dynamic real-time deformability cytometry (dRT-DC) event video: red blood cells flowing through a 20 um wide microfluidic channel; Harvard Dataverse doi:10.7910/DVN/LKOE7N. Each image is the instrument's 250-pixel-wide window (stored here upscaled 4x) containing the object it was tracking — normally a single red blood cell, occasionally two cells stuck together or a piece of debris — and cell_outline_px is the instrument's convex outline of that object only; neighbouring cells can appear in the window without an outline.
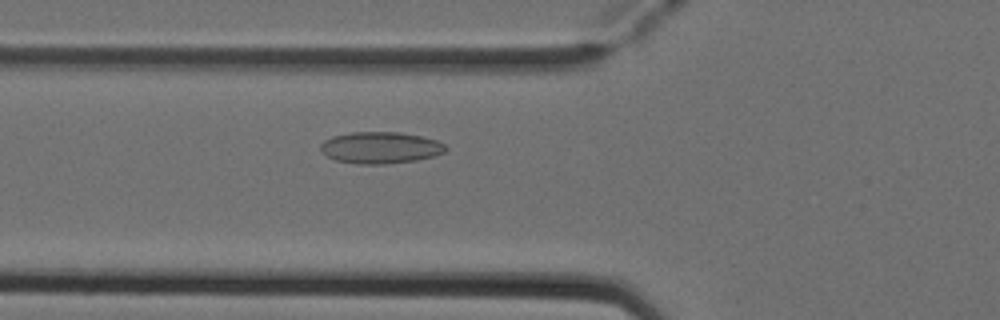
{"species": "Egyptian fruit bat (a non-hibernating species)", "species_latin": "Rousettus aegyptiacus", "temperature_condition": "cold", "stored_images_in_passage": 3, "camera_frame_rate_fps": 3000, "um_per_image_px": 0.085, "animal": {"sex": "female"}, "frame": {"image": 1, "passage_image": 3, "time_ms": 0.667, "image_size_px": [1000, 320], "cell_outline_px": [[448, 148], [444, 152], [436, 156], [416, 160], [384, 164], [356, 164], [336, 160], [328, 156], [320, 148], [320, 144], [324, 140], [332, 136], [352, 132], [400, 132], [420, 136], [436, 140], [444, 144]], "centroid_in_image_um": [32.35, 12.55], "position_along_channel_um": 93.5, "area_um2": 23.06}}